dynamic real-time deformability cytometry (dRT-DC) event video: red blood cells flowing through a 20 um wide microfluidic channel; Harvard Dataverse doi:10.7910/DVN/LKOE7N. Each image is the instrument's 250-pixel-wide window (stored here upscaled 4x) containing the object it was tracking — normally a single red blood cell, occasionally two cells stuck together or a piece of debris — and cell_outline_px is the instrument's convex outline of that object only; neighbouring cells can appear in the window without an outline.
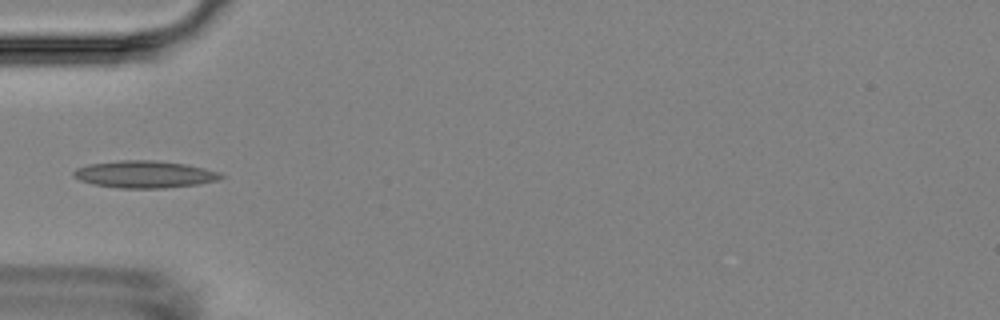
{"species": "Egyptian fruit bat (a non-hibernating species)", "species_latin": "Rousettus aegyptiacus", "temperature_condition": "room temperature", "stored_images_in_passage": 8, "camera_frame_rate_fps": 3000, "um_per_image_px": 0.085, "animal": {"sex": "female"}, "frame": {"image": 1, "passage_image": 5, "time_ms": 5.333, "image_size_px": [1000, 320], "cell_outline_px": [[224, 176], [220, 180], [196, 184], [164, 188], [120, 188], [92, 184], [80, 180], [72, 176], [72, 172], [76, 168], [88, 164], [120, 160], [152, 160], [184, 164], [204, 168], [220, 172]], "centroid_in_image_um": [12.26, 14.81], "position_along_channel_um": 72.7, "area_um2": 23.29}}
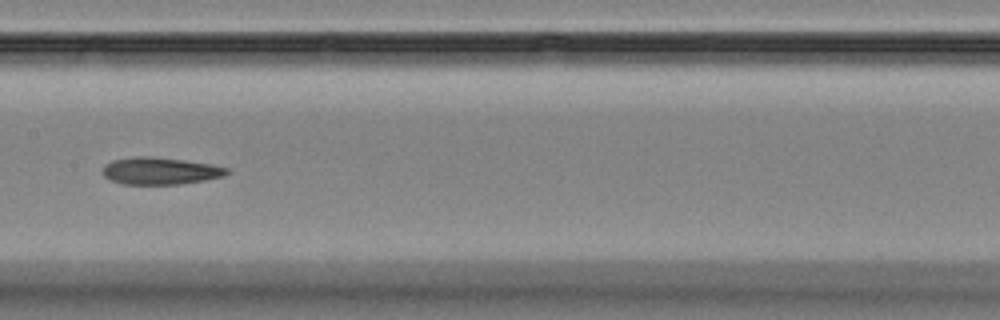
{"frame": {"image": 2, "passage_image": 8, "time_ms": 8.667, "image_size_px": [1000, 320], "cell_outline_px": [[232, 172], [224, 176], [204, 180], [180, 184], [124, 184], [112, 180], [104, 176], [104, 164], [112, 160], [136, 156], [152, 156], [184, 160], [212, 164], [228, 168]], "centroid_in_image_um": [13.66, 14.52], "position_along_channel_um": 193.7, "area_um2": 19.65}}